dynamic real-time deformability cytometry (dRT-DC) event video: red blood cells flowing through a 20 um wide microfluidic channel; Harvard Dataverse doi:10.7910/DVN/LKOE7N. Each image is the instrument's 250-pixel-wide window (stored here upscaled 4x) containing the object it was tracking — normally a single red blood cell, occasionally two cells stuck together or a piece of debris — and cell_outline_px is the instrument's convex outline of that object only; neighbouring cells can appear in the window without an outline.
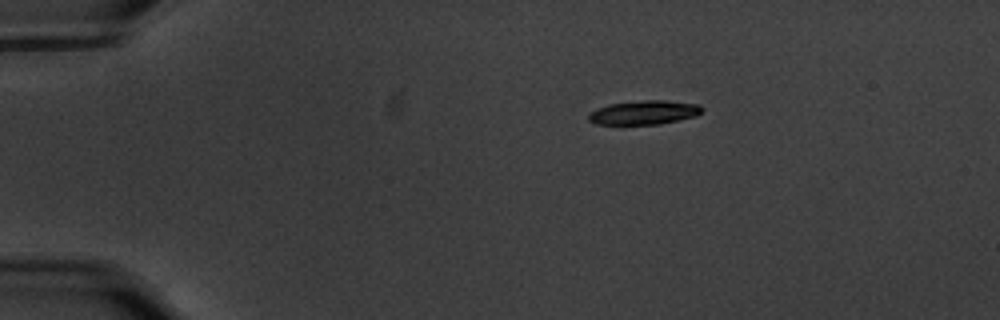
{"species": "common noctule bat (a hibernating species)", "species_latin": "Nyctalus noctula", "temperature_condition": "warm", "stored_images_in_passage": 48, "camera_frame_rate_fps": 3000, "um_per_image_px": 0.085, "animal": {"sex": "male", "body_mass_g": 20.1, "forearm_length_mm": 53.5}, "frame": {"image": 1, "passage_image": 1, "time_ms": 0.0, "image_size_px": [1000, 320], "cell_outline_px": [[704, 108], [696, 116], [660, 124], [596, 124], [588, 120], [588, 112], [596, 108], [608, 104], [644, 100], [664, 100], [700, 104]], "centroid_in_image_um": [54.73, 9.55], "position_along_channel_um": 30.3, "area_um2": 15.95}}
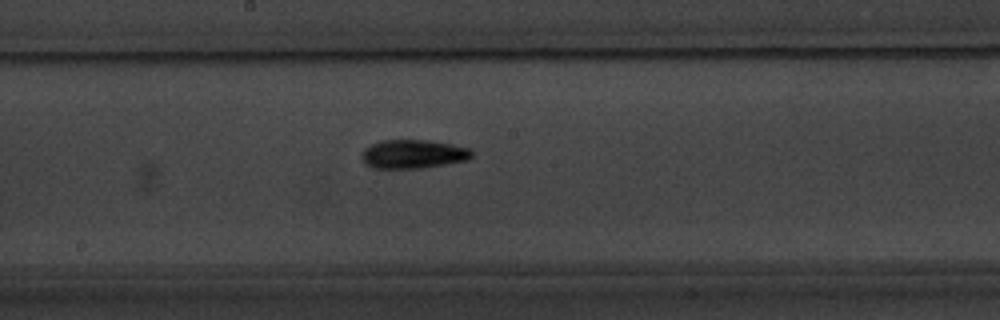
{"frame": {"image": 2, "passage_image": 22, "time_ms": 7.0, "image_size_px": [1000, 320], "cell_outline_px": [[472, 156], [468, 160], [420, 168], [376, 168], [364, 164], [360, 156], [364, 148], [380, 140], [428, 140], [452, 144], [468, 148], [472, 152]], "centroid_in_image_um": [35.08, 13.09], "position_along_channel_um": 213.1, "area_um2": 18.44}}
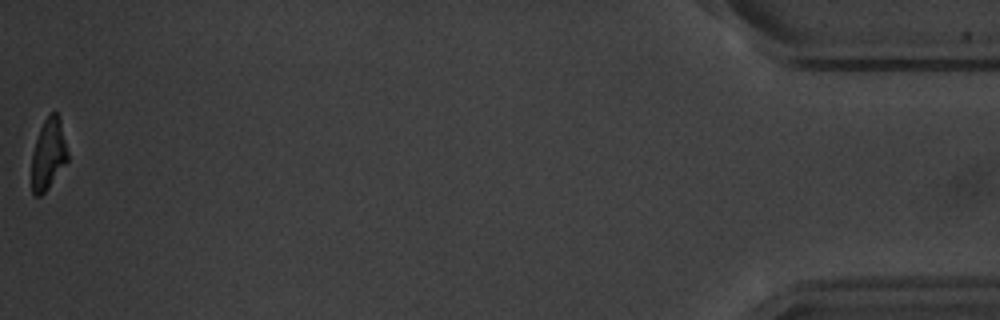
{"frame": {"image": 3, "passage_image": 48, "time_ms": 15.667, "image_size_px": [1000, 320], "cell_outline_px": [[68, 160], [48, 188], [40, 196], [36, 196], [32, 192], [32, 156], [36, 140], [40, 128], [44, 120], [52, 112], [56, 112], [60, 116], [68, 152]], "centroid_in_image_um": [4.13, 13.08], "position_along_channel_um": 431.1, "area_um2": 14.8}, "authors_computed_cell_mechanics": {"area_um2": 16.9932, "velocity_mm_per_s": 3.538, "shape_relaxation_time_tau1_ms": 2.8737, "shape_relaxation_time_tau2_ms": 7.4034, "deformation_change_tau1": 0.1756, "deformation_change_tau2": 0.156}}